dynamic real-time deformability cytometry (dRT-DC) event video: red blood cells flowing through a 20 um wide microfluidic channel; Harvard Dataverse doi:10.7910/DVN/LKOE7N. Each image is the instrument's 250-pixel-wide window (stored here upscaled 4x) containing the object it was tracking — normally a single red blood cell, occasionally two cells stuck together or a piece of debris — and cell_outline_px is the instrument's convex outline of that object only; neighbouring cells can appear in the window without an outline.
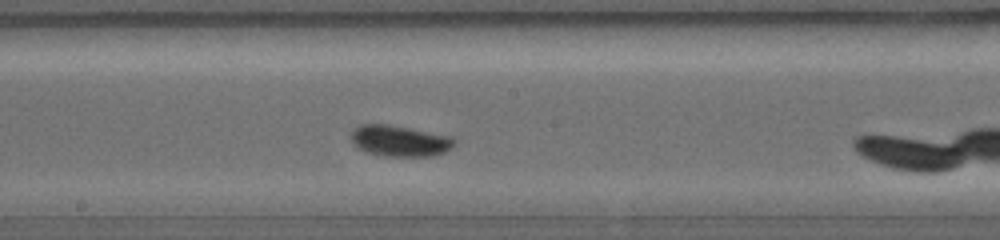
{"species": "common noctule bat (a hibernating species)", "species_latin": "Nyctalus noctula", "temperature_condition": "warm", "stored_images_in_passage": 16, "camera_frame_rate_fps": 5000, "um_per_image_px": 0.085, "animal": {"sex": "female", "body_mass_g": 19.0, "forearm_length_mm": 56.7}, "frame": {"image": 1, "passage_image": 7, "time_ms": 2.4, "image_size_px": [1000, 240], "cell_outline_px": [[456, 144], [452, 148], [444, 152], [432, 156], [384, 156], [364, 152], [352, 144], [352, 132], [360, 124], [388, 124], [452, 136], [456, 140]], "centroid_in_image_um": [33.99, 11.98], "position_along_channel_um": 214.2, "area_um2": 18.84}}
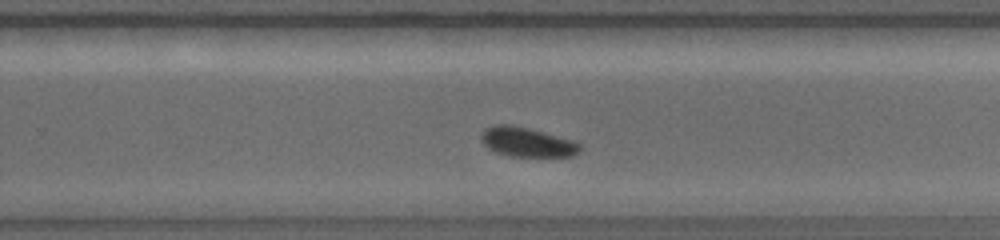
{"frame": {"image": 2, "passage_image": 10, "time_ms": 3.6, "image_size_px": [1000, 240], "cell_outline_px": [[580, 152], [572, 156], [508, 156], [496, 152], [488, 148], [480, 140], [480, 136], [484, 128], [496, 124], [508, 124], [528, 128], [576, 140], [580, 144]], "centroid_in_image_um": [44.79, 12.07], "position_along_channel_um": 285.0, "area_um2": 17.11}}
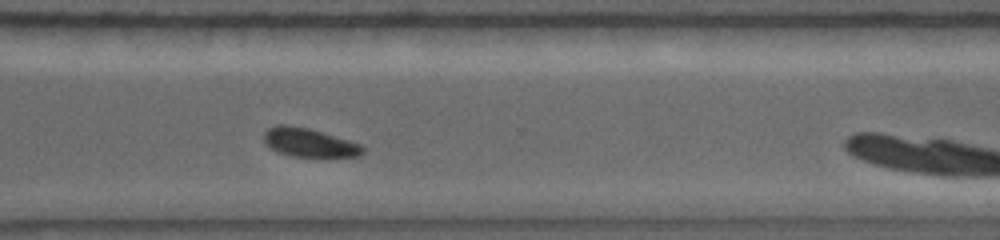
{"frame": {"image": 3, "passage_image": 12, "time_ms": 4.6, "image_size_px": [1000, 240], "cell_outline_px": [[364, 152], [360, 156], [292, 156], [280, 152], [272, 148], [264, 140], [264, 132], [268, 128], [276, 124], [288, 124], [308, 128], [348, 140], [360, 144], [364, 148]], "centroid_in_image_um": [26.27, 12.1], "position_along_channel_um": 344.3, "area_um2": 16.18}}